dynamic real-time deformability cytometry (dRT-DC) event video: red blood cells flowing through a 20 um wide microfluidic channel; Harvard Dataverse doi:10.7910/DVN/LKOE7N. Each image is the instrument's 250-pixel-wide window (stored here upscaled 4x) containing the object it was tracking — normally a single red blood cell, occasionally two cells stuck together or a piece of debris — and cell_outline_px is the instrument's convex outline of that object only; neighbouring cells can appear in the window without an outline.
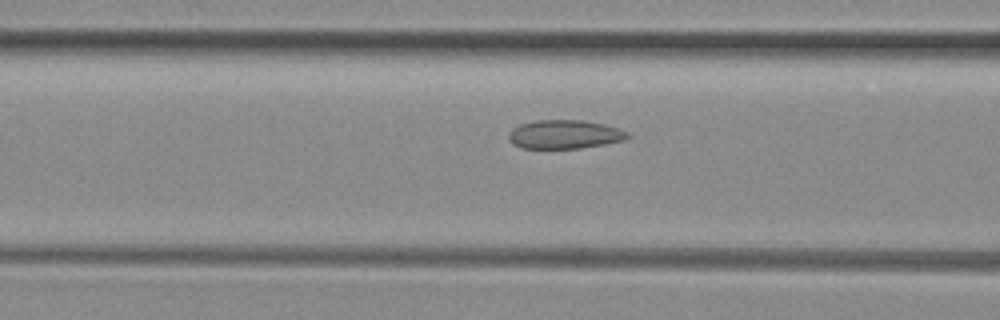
{"species": "common noctule bat (a hibernating species)", "species_latin": "Nyctalus noctula", "temperature_condition": "room temperature", "stored_images_in_passage": 12, "camera_frame_rate_fps": 3000, "um_per_image_px": 0.085, "animal": {"sex": "female", "body_mass_g": 29.2, "forearm_length_mm": 56.3}, "frame": {"image": 1, "passage_image": 10, "time_ms": 3.0, "image_size_px": [1000, 320], "cell_outline_px": [[632, 136], [624, 140], [604, 144], [580, 148], [524, 148], [512, 144], [508, 140], [508, 132], [512, 128], [520, 124], [536, 120], [580, 120], [604, 124], [628, 132]], "centroid_in_image_um": [47.96, 11.42], "position_along_channel_um": 118.6, "area_um2": 19.94}}